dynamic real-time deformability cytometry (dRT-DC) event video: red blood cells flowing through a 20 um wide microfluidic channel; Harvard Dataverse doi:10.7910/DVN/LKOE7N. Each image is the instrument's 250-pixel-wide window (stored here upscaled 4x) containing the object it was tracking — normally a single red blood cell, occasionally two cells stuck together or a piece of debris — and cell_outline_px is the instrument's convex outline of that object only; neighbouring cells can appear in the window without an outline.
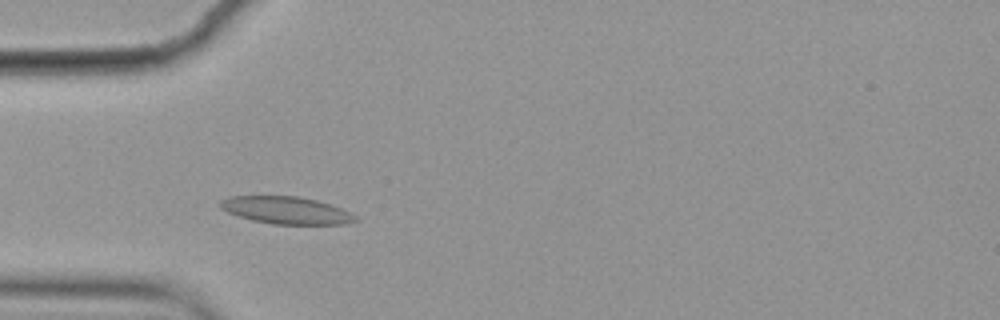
{"species": "common noctule bat (a hibernating species)", "species_latin": "Nyctalus noctula", "temperature_condition": "cold", "stored_images_in_passage": 4, "camera_frame_rate_fps": 3000, "um_per_image_px": 0.085, "animal": {"sex": "female", "body_mass_g": 19.9}, "frame": {"image": 1, "passage_image": 2, "time_ms": 0.333, "image_size_px": [1000, 320], "cell_outline_px": [[360, 220], [348, 224], [272, 224], [252, 220], [228, 212], [220, 208], [220, 200], [232, 196], [296, 196], [316, 200], [332, 204], [356, 216]], "centroid_in_image_um": [24.36, 17.88], "position_along_channel_um": 60.6, "area_um2": 21.44}}
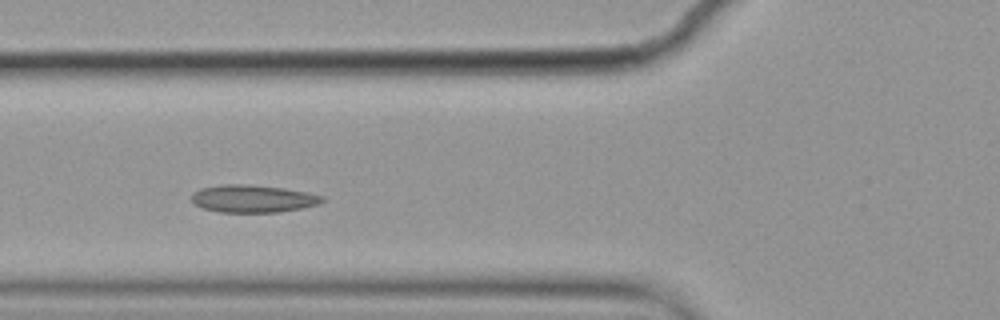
{"frame": {"image": 2, "passage_image": 3, "time_ms": 0.667, "image_size_px": [1000, 320], "cell_outline_px": [[324, 200], [320, 204], [300, 208], [276, 212], [220, 212], [204, 208], [196, 204], [192, 200], [192, 192], [200, 188], [224, 184], [248, 184], [284, 188], [308, 192], [324, 196]], "centroid_in_image_um": [21.51, 16.87], "position_along_channel_um": 104.3, "area_um2": 20.92}}
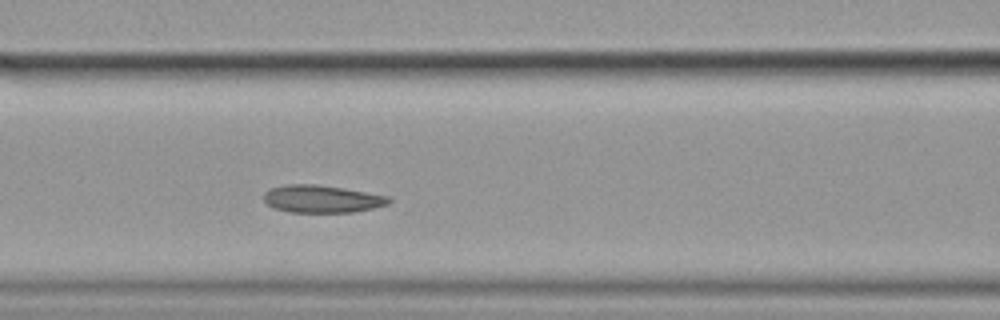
{"frame": {"image": 3, "passage_image": 4, "time_ms": 1.0, "image_size_px": [1000, 320], "cell_outline_px": [[392, 200], [388, 204], [372, 208], [352, 212], [288, 212], [272, 208], [264, 200], [264, 192], [268, 188], [284, 184], [316, 184], [344, 188], [388, 196]], "centroid_in_image_um": [27.31, 16.9], "position_along_channel_um": 139.3, "area_um2": 20.17}}